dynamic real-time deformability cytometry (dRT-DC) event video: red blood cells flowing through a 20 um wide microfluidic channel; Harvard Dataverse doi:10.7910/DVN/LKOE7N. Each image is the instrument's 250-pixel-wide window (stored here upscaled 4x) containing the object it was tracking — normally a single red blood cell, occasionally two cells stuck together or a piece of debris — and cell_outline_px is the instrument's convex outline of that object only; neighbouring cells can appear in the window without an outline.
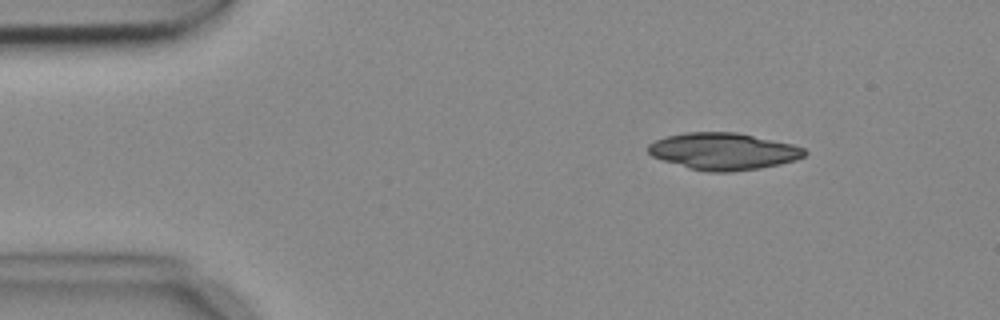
{"species": "common noctule bat (a hibernating species)", "species_latin": "Nyctalus noctula", "temperature_condition": "cold", "stored_images_in_passage": 2, "camera_frame_rate_fps": 3000, "um_per_image_px": 0.085, "animal": {"sex": "female", "body_mass_g": 18.4}, "frame": {"image": 1, "passage_image": 1, "time_ms": 0.0, "image_size_px": [1000, 320], "cell_outline_px": [[808, 152], [804, 156], [796, 160], [780, 164], [760, 168], [732, 172], [708, 172], [688, 168], [652, 156], [648, 152], [648, 144], [664, 136], [684, 132], [736, 132], [792, 144], [804, 148]], "centroid_in_image_um": [61.48, 12.86], "position_along_channel_um": 23.5, "area_um2": 33.7}}